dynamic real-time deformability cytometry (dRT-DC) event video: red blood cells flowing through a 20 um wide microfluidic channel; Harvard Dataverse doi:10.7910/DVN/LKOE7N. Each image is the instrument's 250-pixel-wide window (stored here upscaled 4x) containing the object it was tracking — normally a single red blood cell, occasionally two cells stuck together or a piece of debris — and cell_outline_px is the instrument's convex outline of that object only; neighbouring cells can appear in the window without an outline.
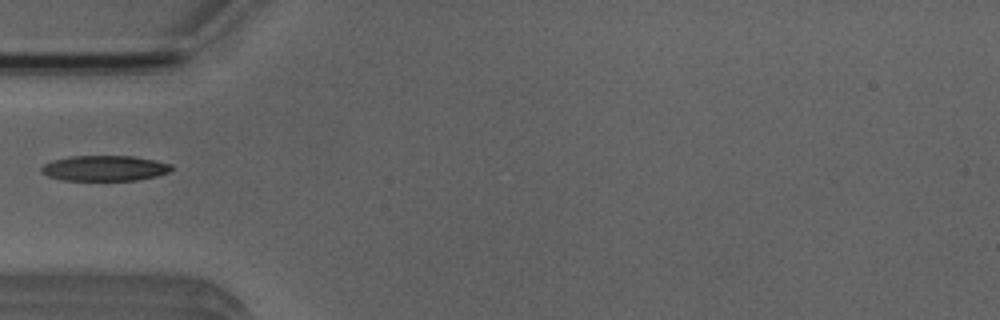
{"species": "Egyptian fruit bat (a non-hibernating species)", "species_latin": "Rousettus aegyptiacus", "temperature_condition": "room temperature", "stored_images_in_passage": 2, "camera_frame_rate_fps": 3000, "um_per_image_px": 0.085, "animal": {"sex": "male"}, "frame": {"image": 1, "passage_image": 1, "time_ms": 0.0, "image_size_px": [1000, 320], "cell_outline_px": [[172, 168], [168, 172], [156, 176], [136, 180], [60, 180], [48, 176], [40, 172], [40, 168], [44, 164], [52, 160], [68, 156], [132, 156], [156, 160], [172, 164]], "centroid_in_image_um": [8.86, 14.29], "position_along_channel_um": 76.1, "area_um2": 19.36}}